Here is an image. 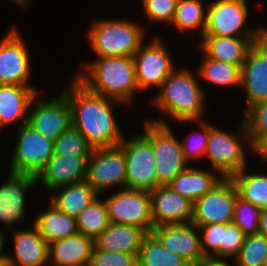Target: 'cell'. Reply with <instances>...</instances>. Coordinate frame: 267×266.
I'll return each mask as SVG.
<instances>
[{"instance_id":"obj_41","label":"cell","mask_w":267,"mask_h":266,"mask_svg":"<svg viewBox=\"0 0 267 266\" xmlns=\"http://www.w3.org/2000/svg\"><path fill=\"white\" fill-rule=\"evenodd\" d=\"M91 266H138V255L124 252H107L94 247Z\"/></svg>"},{"instance_id":"obj_8","label":"cell","mask_w":267,"mask_h":266,"mask_svg":"<svg viewBox=\"0 0 267 266\" xmlns=\"http://www.w3.org/2000/svg\"><path fill=\"white\" fill-rule=\"evenodd\" d=\"M152 121V149L158 186L168 185L189 165L185 161L181 142L163 119Z\"/></svg>"},{"instance_id":"obj_30","label":"cell","mask_w":267,"mask_h":266,"mask_svg":"<svg viewBox=\"0 0 267 266\" xmlns=\"http://www.w3.org/2000/svg\"><path fill=\"white\" fill-rule=\"evenodd\" d=\"M203 5L201 0H178L171 24L182 33L198 29L202 37L206 31L208 8Z\"/></svg>"},{"instance_id":"obj_29","label":"cell","mask_w":267,"mask_h":266,"mask_svg":"<svg viewBox=\"0 0 267 266\" xmlns=\"http://www.w3.org/2000/svg\"><path fill=\"white\" fill-rule=\"evenodd\" d=\"M247 167L232 175L238 196L256 205L261 210L267 209V175L248 173Z\"/></svg>"},{"instance_id":"obj_48","label":"cell","mask_w":267,"mask_h":266,"mask_svg":"<svg viewBox=\"0 0 267 266\" xmlns=\"http://www.w3.org/2000/svg\"><path fill=\"white\" fill-rule=\"evenodd\" d=\"M0 266H7L6 258H0Z\"/></svg>"},{"instance_id":"obj_43","label":"cell","mask_w":267,"mask_h":266,"mask_svg":"<svg viewBox=\"0 0 267 266\" xmlns=\"http://www.w3.org/2000/svg\"><path fill=\"white\" fill-rule=\"evenodd\" d=\"M252 149L257 155L267 161V134L259 138L253 145Z\"/></svg>"},{"instance_id":"obj_11","label":"cell","mask_w":267,"mask_h":266,"mask_svg":"<svg viewBox=\"0 0 267 266\" xmlns=\"http://www.w3.org/2000/svg\"><path fill=\"white\" fill-rule=\"evenodd\" d=\"M17 138L10 170L36 177L54 155V141L42 136L27 123L19 127Z\"/></svg>"},{"instance_id":"obj_18","label":"cell","mask_w":267,"mask_h":266,"mask_svg":"<svg viewBox=\"0 0 267 266\" xmlns=\"http://www.w3.org/2000/svg\"><path fill=\"white\" fill-rule=\"evenodd\" d=\"M149 194L154 227L192 222L194 203L174 192L168 185L158 186Z\"/></svg>"},{"instance_id":"obj_45","label":"cell","mask_w":267,"mask_h":266,"mask_svg":"<svg viewBox=\"0 0 267 266\" xmlns=\"http://www.w3.org/2000/svg\"><path fill=\"white\" fill-rule=\"evenodd\" d=\"M259 234L267 238V209L261 210L259 221Z\"/></svg>"},{"instance_id":"obj_12","label":"cell","mask_w":267,"mask_h":266,"mask_svg":"<svg viewBox=\"0 0 267 266\" xmlns=\"http://www.w3.org/2000/svg\"><path fill=\"white\" fill-rule=\"evenodd\" d=\"M237 195L233 181L222 178L209 192L194 202L192 223L199 227L233 222Z\"/></svg>"},{"instance_id":"obj_22","label":"cell","mask_w":267,"mask_h":266,"mask_svg":"<svg viewBox=\"0 0 267 266\" xmlns=\"http://www.w3.org/2000/svg\"><path fill=\"white\" fill-rule=\"evenodd\" d=\"M13 236L15 257L6 254L7 266H44L49 261V243L34 225L32 229H17Z\"/></svg>"},{"instance_id":"obj_23","label":"cell","mask_w":267,"mask_h":266,"mask_svg":"<svg viewBox=\"0 0 267 266\" xmlns=\"http://www.w3.org/2000/svg\"><path fill=\"white\" fill-rule=\"evenodd\" d=\"M94 239L78 232L49 243L48 254L52 266H86L90 264Z\"/></svg>"},{"instance_id":"obj_32","label":"cell","mask_w":267,"mask_h":266,"mask_svg":"<svg viewBox=\"0 0 267 266\" xmlns=\"http://www.w3.org/2000/svg\"><path fill=\"white\" fill-rule=\"evenodd\" d=\"M76 220L78 231L95 240L110 224L106 201L95 198Z\"/></svg>"},{"instance_id":"obj_46","label":"cell","mask_w":267,"mask_h":266,"mask_svg":"<svg viewBox=\"0 0 267 266\" xmlns=\"http://www.w3.org/2000/svg\"><path fill=\"white\" fill-rule=\"evenodd\" d=\"M12 3L16 4L17 6H19L20 8H25V10L27 9V7L30 5L31 0H11Z\"/></svg>"},{"instance_id":"obj_16","label":"cell","mask_w":267,"mask_h":266,"mask_svg":"<svg viewBox=\"0 0 267 266\" xmlns=\"http://www.w3.org/2000/svg\"><path fill=\"white\" fill-rule=\"evenodd\" d=\"M246 90L247 108L267 100V33L256 41L241 67V86Z\"/></svg>"},{"instance_id":"obj_44","label":"cell","mask_w":267,"mask_h":266,"mask_svg":"<svg viewBox=\"0 0 267 266\" xmlns=\"http://www.w3.org/2000/svg\"><path fill=\"white\" fill-rule=\"evenodd\" d=\"M195 266H234L228 264L224 258L219 257H204L198 264Z\"/></svg>"},{"instance_id":"obj_39","label":"cell","mask_w":267,"mask_h":266,"mask_svg":"<svg viewBox=\"0 0 267 266\" xmlns=\"http://www.w3.org/2000/svg\"><path fill=\"white\" fill-rule=\"evenodd\" d=\"M178 0H142L149 21L172 23Z\"/></svg>"},{"instance_id":"obj_27","label":"cell","mask_w":267,"mask_h":266,"mask_svg":"<svg viewBox=\"0 0 267 266\" xmlns=\"http://www.w3.org/2000/svg\"><path fill=\"white\" fill-rule=\"evenodd\" d=\"M63 188V189H62ZM60 191L52 196L50 203L59 211L77 218L99 194L86 181L77 182L54 190Z\"/></svg>"},{"instance_id":"obj_49","label":"cell","mask_w":267,"mask_h":266,"mask_svg":"<svg viewBox=\"0 0 267 266\" xmlns=\"http://www.w3.org/2000/svg\"><path fill=\"white\" fill-rule=\"evenodd\" d=\"M263 266H267V257H266V259H265V261H264Z\"/></svg>"},{"instance_id":"obj_33","label":"cell","mask_w":267,"mask_h":266,"mask_svg":"<svg viewBox=\"0 0 267 266\" xmlns=\"http://www.w3.org/2000/svg\"><path fill=\"white\" fill-rule=\"evenodd\" d=\"M198 69V74L205 81L214 83L218 86H241V67L222 62L211 60L204 55L202 64Z\"/></svg>"},{"instance_id":"obj_28","label":"cell","mask_w":267,"mask_h":266,"mask_svg":"<svg viewBox=\"0 0 267 266\" xmlns=\"http://www.w3.org/2000/svg\"><path fill=\"white\" fill-rule=\"evenodd\" d=\"M33 225L47 243L79 232L76 218L59 211L51 203L45 212L35 218Z\"/></svg>"},{"instance_id":"obj_2","label":"cell","mask_w":267,"mask_h":266,"mask_svg":"<svg viewBox=\"0 0 267 266\" xmlns=\"http://www.w3.org/2000/svg\"><path fill=\"white\" fill-rule=\"evenodd\" d=\"M84 70L74 78L95 94L129 103L139 91L133 57H98Z\"/></svg>"},{"instance_id":"obj_3","label":"cell","mask_w":267,"mask_h":266,"mask_svg":"<svg viewBox=\"0 0 267 266\" xmlns=\"http://www.w3.org/2000/svg\"><path fill=\"white\" fill-rule=\"evenodd\" d=\"M196 79L188 69L175 68L159 88L153 105L178 123L202 120L205 94Z\"/></svg>"},{"instance_id":"obj_6","label":"cell","mask_w":267,"mask_h":266,"mask_svg":"<svg viewBox=\"0 0 267 266\" xmlns=\"http://www.w3.org/2000/svg\"><path fill=\"white\" fill-rule=\"evenodd\" d=\"M240 124L237 136L209 124V138L205 155L209 158L215 172L223 178H230L246 168L247 165L244 143L241 141L244 140L250 145L251 142L244 122Z\"/></svg>"},{"instance_id":"obj_42","label":"cell","mask_w":267,"mask_h":266,"mask_svg":"<svg viewBox=\"0 0 267 266\" xmlns=\"http://www.w3.org/2000/svg\"><path fill=\"white\" fill-rule=\"evenodd\" d=\"M245 235L242 231L233 223H223V243L221 244V258L233 257V259L239 253L241 249Z\"/></svg>"},{"instance_id":"obj_14","label":"cell","mask_w":267,"mask_h":266,"mask_svg":"<svg viewBox=\"0 0 267 266\" xmlns=\"http://www.w3.org/2000/svg\"><path fill=\"white\" fill-rule=\"evenodd\" d=\"M39 97H35V107L29 109L27 124L42 136L55 141L72 126L68 99L62 92L48 100Z\"/></svg>"},{"instance_id":"obj_38","label":"cell","mask_w":267,"mask_h":266,"mask_svg":"<svg viewBox=\"0 0 267 266\" xmlns=\"http://www.w3.org/2000/svg\"><path fill=\"white\" fill-rule=\"evenodd\" d=\"M202 231L201 248L205 257L221 258V244L223 243V223H212L199 226Z\"/></svg>"},{"instance_id":"obj_9","label":"cell","mask_w":267,"mask_h":266,"mask_svg":"<svg viewBox=\"0 0 267 266\" xmlns=\"http://www.w3.org/2000/svg\"><path fill=\"white\" fill-rule=\"evenodd\" d=\"M85 181L99 195L114 186L127 188L124 150L119 145L94 148L87 162Z\"/></svg>"},{"instance_id":"obj_36","label":"cell","mask_w":267,"mask_h":266,"mask_svg":"<svg viewBox=\"0 0 267 266\" xmlns=\"http://www.w3.org/2000/svg\"><path fill=\"white\" fill-rule=\"evenodd\" d=\"M260 214V208L236 196L233 223L245 236L259 233Z\"/></svg>"},{"instance_id":"obj_5","label":"cell","mask_w":267,"mask_h":266,"mask_svg":"<svg viewBox=\"0 0 267 266\" xmlns=\"http://www.w3.org/2000/svg\"><path fill=\"white\" fill-rule=\"evenodd\" d=\"M144 133L129 140L123 138L119 146L126 159L127 188L151 191L158 187V178L152 149V121L147 120Z\"/></svg>"},{"instance_id":"obj_13","label":"cell","mask_w":267,"mask_h":266,"mask_svg":"<svg viewBox=\"0 0 267 266\" xmlns=\"http://www.w3.org/2000/svg\"><path fill=\"white\" fill-rule=\"evenodd\" d=\"M142 44L133 55L139 91L155 86L160 88L167 76L176 68L163 41L155 37L145 47Z\"/></svg>"},{"instance_id":"obj_20","label":"cell","mask_w":267,"mask_h":266,"mask_svg":"<svg viewBox=\"0 0 267 266\" xmlns=\"http://www.w3.org/2000/svg\"><path fill=\"white\" fill-rule=\"evenodd\" d=\"M37 184L31 174L10 172L8 181L0 187V221L11 227L25 217V194Z\"/></svg>"},{"instance_id":"obj_15","label":"cell","mask_w":267,"mask_h":266,"mask_svg":"<svg viewBox=\"0 0 267 266\" xmlns=\"http://www.w3.org/2000/svg\"><path fill=\"white\" fill-rule=\"evenodd\" d=\"M25 43L15 27L0 41V85L29 86L31 58Z\"/></svg>"},{"instance_id":"obj_10","label":"cell","mask_w":267,"mask_h":266,"mask_svg":"<svg viewBox=\"0 0 267 266\" xmlns=\"http://www.w3.org/2000/svg\"><path fill=\"white\" fill-rule=\"evenodd\" d=\"M110 223L154 229L149 191L123 188L106 199Z\"/></svg>"},{"instance_id":"obj_47","label":"cell","mask_w":267,"mask_h":266,"mask_svg":"<svg viewBox=\"0 0 267 266\" xmlns=\"http://www.w3.org/2000/svg\"><path fill=\"white\" fill-rule=\"evenodd\" d=\"M4 235H5V232L3 233V231L0 230V258H6V255L1 253L3 250L4 244H5Z\"/></svg>"},{"instance_id":"obj_19","label":"cell","mask_w":267,"mask_h":266,"mask_svg":"<svg viewBox=\"0 0 267 266\" xmlns=\"http://www.w3.org/2000/svg\"><path fill=\"white\" fill-rule=\"evenodd\" d=\"M89 157L53 155L36 176V181H41L42 185L52 192L58 188L85 181Z\"/></svg>"},{"instance_id":"obj_1","label":"cell","mask_w":267,"mask_h":266,"mask_svg":"<svg viewBox=\"0 0 267 266\" xmlns=\"http://www.w3.org/2000/svg\"><path fill=\"white\" fill-rule=\"evenodd\" d=\"M70 88V91L67 89L62 93L71 108L72 127L83 135L93 149L118 146L124 137L111 104L121 102L89 91L76 78Z\"/></svg>"},{"instance_id":"obj_21","label":"cell","mask_w":267,"mask_h":266,"mask_svg":"<svg viewBox=\"0 0 267 266\" xmlns=\"http://www.w3.org/2000/svg\"><path fill=\"white\" fill-rule=\"evenodd\" d=\"M39 93L31 85H0V129L15 121L20 126L27 123L29 109Z\"/></svg>"},{"instance_id":"obj_7","label":"cell","mask_w":267,"mask_h":266,"mask_svg":"<svg viewBox=\"0 0 267 266\" xmlns=\"http://www.w3.org/2000/svg\"><path fill=\"white\" fill-rule=\"evenodd\" d=\"M246 0H216L208 4L206 31L203 36L263 37L267 29L243 27L249 12Z\"/></svg>"},{"instance_id":"obj_4","label":"cell","mask_w":267,"mask_h":266,"mask_svg":"<svg viewBox=\"0 0 267 266\" xmlns=\"http://www.w3.org/2000/svg\"><path fill=\"white\" fill-rule=\"evenodd\" d=\"M88 31V40L97 57L133 55L144 43V29L129 19L99 20Z\"/></svg>"},{"instance_id":"obj_35","label":"cell","mask_w":267,"mask_h":266,"mask_svg":"<svg viewBox=\"0 0 267 266\" xmlns=\"http://www.w3.org/2000/svg\"><path fill=\"white\" fill-rule=\"evenodd\" d=\"M54 155L62 157L90 156L93 148L74 127L60 134L54 141Z\"/></svg>"},{"instance_id":"obj_26","label":"cell","mask_w":267,"mask_h":266,"mask_svg":"<svg viewBox=\"0 0 267 266\" xmlns=\"http://www.w3.org/2000/svg\"><path fill=\"white\" fill-rule=\"evenodd\" d=\"M214 172L187 167L168 186L193 203L209 192L223 177Z\"/></svg>"},{"instance_id":"obj_31","label":"cell","mask_w":267,"mask_h":266,"mask_svg":"<svg viewBox=\"0 0 267 266\" xmlns=\"http://www.w3.org/2000/svg\"><path fill=\"white\" fill-rule=\"evenodd\" d=\"M138 266H190L182 257L168 250L152 234L143 240L138 254Z\"/></svg>"},{"instance_id":"obj_25","label":"cell","mask_w":267,"mask_h":266,"mask_svg":"<svg viewBox=\"0 0 267 266\" xmlns=\"http://www.w3.org/2000/svg\"><path fill=\"white\" fill-rule=\"evenodd\" d=\"M149 233L138 226L110 223L94 240L96 249L138 255L144 238Z\"/></svg>"},{"instance_id":"obj_34","label":"cell","mask_w":267,"mask_h":266,"mask_svg":"<svg viewBox=\"0 0 267 266\" xmlns=\"http://www.w3.org/2000/svg\"><path fill=\"white\" fill-rule=\"evenodd\" d=\"M266 257L267 238L258 233L245 237L234 262L235 266H263Z\"/></svg>"},{"instance_id":"obj_37","label":"cell","mask_w":267,"mask_h":266,"mask_svg":"<svg viewBox=\"0 0 267 266\" xmlns=\"http://www.w3.org/2000/svg\"><path fill=\"white\" fill-rule=\"evenodd\" d=\"M243 122L252 145L267 134V100L246 108Z\"/></svg>"},{"instance_id":"obj_24","label":"cell","mask_w":267,"mask_h":266,"mask_svg":"<svg viewBox=\"0 0 267 266\" xmlns=\"http://www.w3.org/2000/svg\"><path fill=\"white\" fill-rule=\"evenodd\" d=\"M261 38L202 36L200 43L207 58L242 67L250 47Z\"/></svg>"},{"instance_id":"obj_17","label":"cell","mask_w":267,"mask_h":266,"mask_svg":"<svg viewBox=\"0 0 267 266\" xmlns=\"http://www.w3.org/2000/svg\"><path fill=\"white\" fill-rule=\"evenodd\" d=\"M200 231L194 223L161 225L154 227L152 234L176 255L182 257L190 266L198 264L205 256L201 248Z\"/></svg>"},{"instance_id":"obj_40","label":"cell","mask_w":267,"mask_h":266,"mask_svg":"<svg viewBox=\"0 0 267 266\" xmlns=\"http://www.w3.org/2000/svg\"><path fill=\"white\" fill-rule=\"evenodd\" d=\"M199 121L202 127V134L198 131L196 133H192V135H188V139L185 142H181L182 151L184 159L187 163L193 160V158H201L205 156L206 149H207V142L209 138V123L208 122H201ZM196 134V135H194ZM194 135V136H193Z\"/></svg>"}]
</instances>
